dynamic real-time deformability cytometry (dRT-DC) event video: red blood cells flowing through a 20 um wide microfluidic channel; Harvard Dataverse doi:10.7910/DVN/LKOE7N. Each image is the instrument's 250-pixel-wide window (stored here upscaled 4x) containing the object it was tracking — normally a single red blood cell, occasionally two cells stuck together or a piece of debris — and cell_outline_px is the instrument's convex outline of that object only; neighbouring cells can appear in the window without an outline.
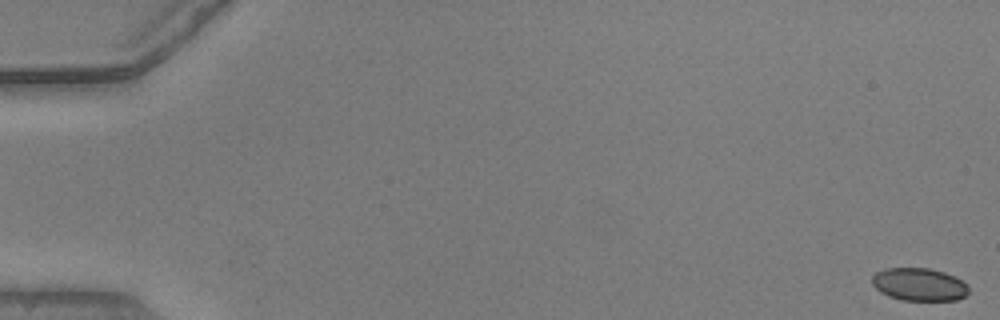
{"species": "common noctule bat (a hibernating species)", "species_latin": "Nyctalus noctula", "temperature_condition": "warm", "stored_images_in_passage": 44, "camera_frame_rate_fps": 3000, "um_per_image_px": 0.085, "animal": {"sex": "male", "body_mass_g": 20.5, "forearm_length_mm": 52.5}, "frame": {"image": 1, "passage_image": 1, "time_ms": 0.0, "image_size_px": [1000, 320], "cell_outline_px": [[968, 292], [964, 296], [956, 300], [900, 300], [888, 296], [880, 292], [872, 284], [872, 276], [876, 272], [884, 268], [928, 268], [944, 272], [968, 284]], "centroid_in_image_um": [78.1, 24.18], "position_along_channel_um": 6.9, "area_um2": 18.44}}
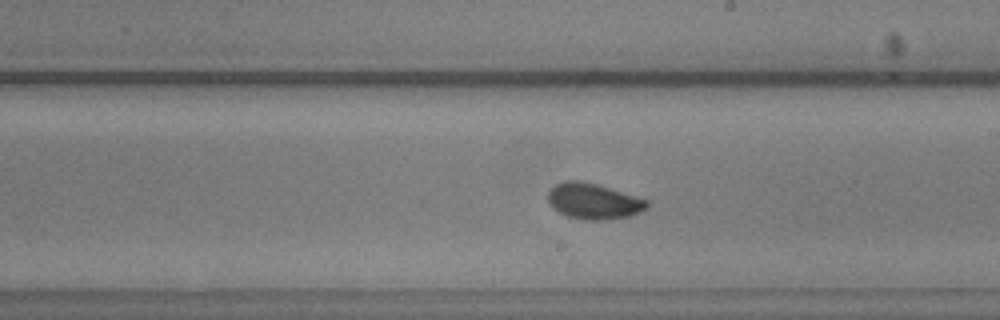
{"frame": {"image": 2, "passage_image": 32, "time_ms": 10.333, "image_size_px": [1000, 320], "cell_outline_px": [[648, 208], [640, 212], [628, 216], [604, 220], [584, 220], [568, 216], [552, 208], [548, 204], [548, 192], [556, 184], [564, 180], [580, 180], [596, 184], [648, 200]], "centroid_in_image_um": [50.42, 17.1], "position_along_channel_um": 238.6, "area_um2": 20.58}}
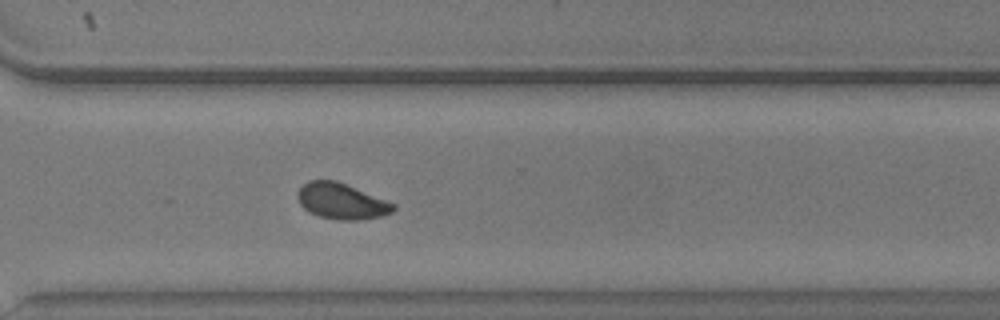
{"frame": {"image": 3, "passage_image": 40, "time_ms": 13.0, "image_size_px": [1000, 320], "cell_outline_px": [[396, 208], [392, 212], [380, 216], [360, 220], [340, 220], [320, 216], [308, 212], [300, 204], [296, 196], [300, 188], [308, 180], [336, 180], [396, 204]], "centroid_in_image_um": [29.02, 17.1], "position_along_channel_um": 341.6, "area_um2": 19.94}, "authors_computed_cell_mechanics": {"area_um2": 20.0566, "velocity_mm_per_s": 3.8838, "shape_relaxation_time_tau1_ms": 2.536, "shape_relaxation_time_tau2_ms": 1.0719, "deformation_change_tau1": 0.1057, "deformation_change_tau2": 0.0423}}